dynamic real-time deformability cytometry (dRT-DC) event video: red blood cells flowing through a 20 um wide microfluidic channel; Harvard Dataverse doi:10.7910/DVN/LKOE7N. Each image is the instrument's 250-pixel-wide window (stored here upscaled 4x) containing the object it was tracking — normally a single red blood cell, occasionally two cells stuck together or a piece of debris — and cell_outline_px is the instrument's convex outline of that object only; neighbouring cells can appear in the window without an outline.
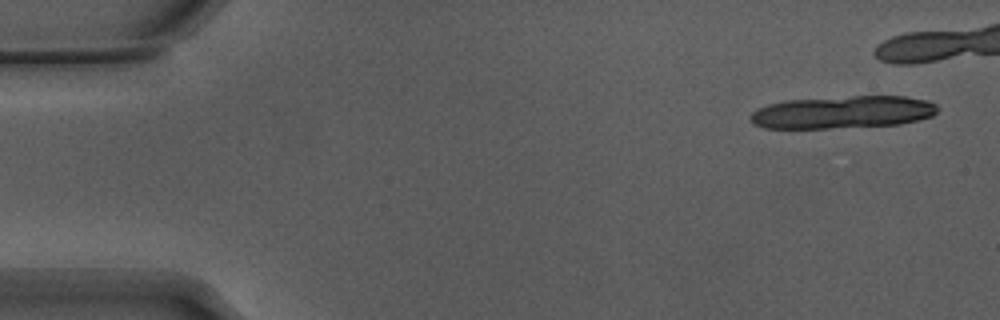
{"species": "Egyptian fruit bat (a non-hibernating species)", "species_latin": "Rousettus aegyptiacus", "temperature_condition": "warm", "stored_images_in_passage": 24, "camera_frame_rate_fps": 3000, "um_per_image_px": 0.085, "animal": {"sex": "male"}, "frame": {"image": 1, "passage_image": 3, "time_ms": 0.667, "image_size_px": [1000, 320], "cell_outline_px": [[940, 108], [932, 116], [900, 124], [828, 128], [764, 128], [752, 124], [748, 120], [748, 116], [756, 108], [768, 104], [784, 100], [852, 96], [904, 96], [928, 100], [936, 104]], "centroid_in_image_um": [71.58, 9.53], "position_along_channel_um": 13.4, "area_um2": 35.78}}
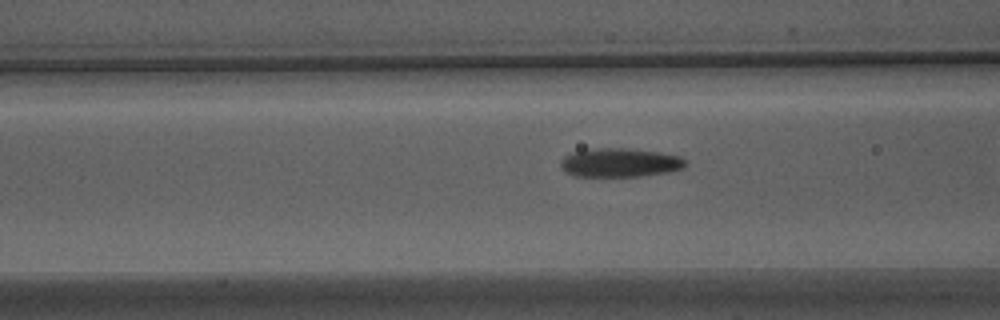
{"frame": {"image": 2, "passage_image": 19, "time_ms": 6.0, "image_size_px": [1000, 320], "cell_outline_px": [[684, 164], [680, 168], [664, 172], [640, 176], [576, 176], [564, 172], [560, 168], [560, 160], [564, 156], [572, 152], [600, 148], [620, 148], [656, 152], [680, 156], [684, 160]], "centroid_in_image_um": [52.58, 13.83], "position_along_channel_um": 114.0, "area_um2": 20.52}}
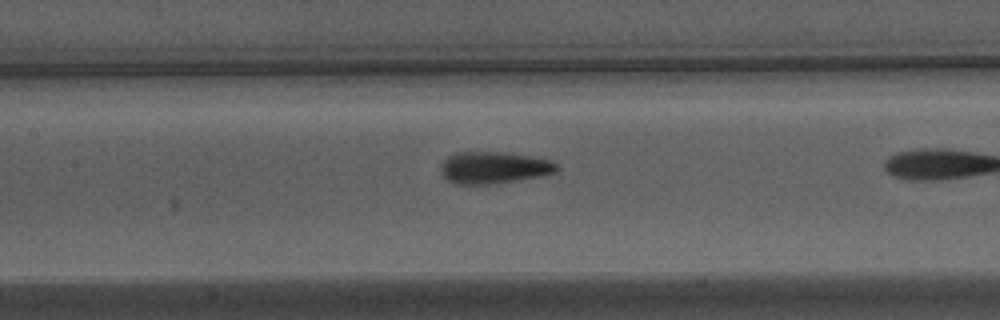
{"frame": {"image": 3, "passage_image": 23, "time_ms": 7.333, "image_size_px": [1000, 320], "cell_outline_px": [[560, 168], [556, 172], [544, 176], [488, 184], [456, 184], [448, 180], [440, 172], [440, 164], [448, 156], [456, 152], [500, 152], [528, 156], [548, 160], [556, 164]], "centroid_in_image_um": [41.95, 14.25], "position_along_channel_um": 165.5, "area_um2": 21.44}}